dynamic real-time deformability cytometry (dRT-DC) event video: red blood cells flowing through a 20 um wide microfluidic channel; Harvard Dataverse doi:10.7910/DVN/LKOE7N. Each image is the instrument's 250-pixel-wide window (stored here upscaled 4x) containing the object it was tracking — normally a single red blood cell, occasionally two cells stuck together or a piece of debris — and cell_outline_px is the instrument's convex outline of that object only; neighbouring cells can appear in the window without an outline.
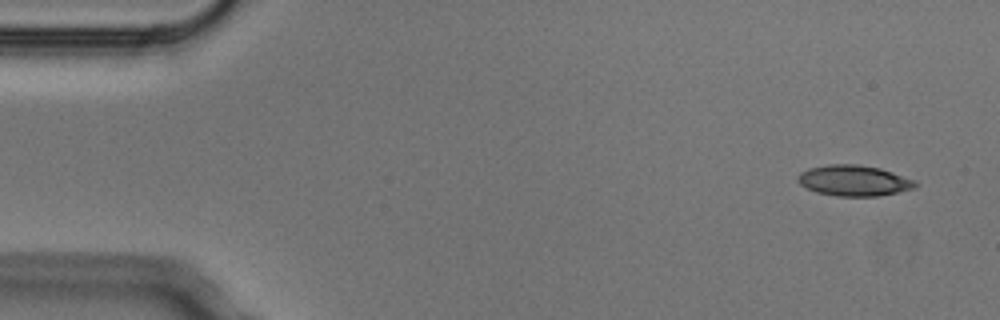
{"species": "Egyptian fruit bat (a non-hibernating species)", "species_latin": "Rousettus aegyptiacus", "temperature_condition": "cold", "stored_images_in_passage": 6, "camera_frame_rate_fps": 3000, "um_per_image_px": 0.085, "animal": {"sex": "male"}, "frame": {"image": 1, "passage_image": 1, "time_ms": 0.0, "image_size_px": [1000, 320], "cell_outline_px": [[920, 184], [916, 188], [876, 196], [836, 196], [816, 192], [800, 184], [796, 180], [796, 176], [800, 172], [808, 168], [828, 164], [856, 164], [880, 168], [916, 180]], "centroid_in_image_um": [72.58, 15.34], "position_along_channel_um": 12.4, "area_um2": 21.21}}
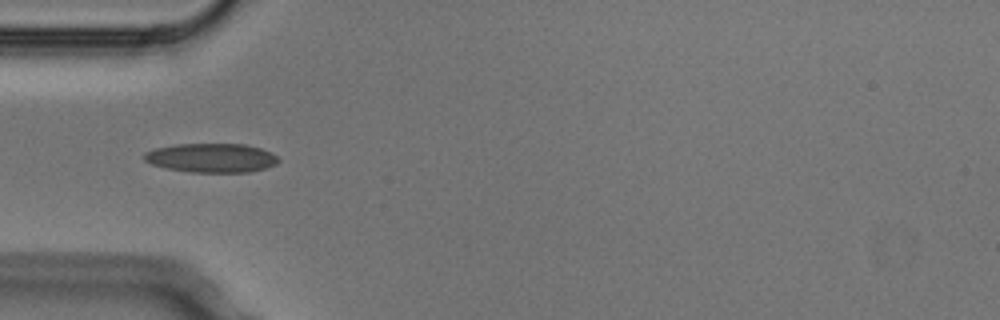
{"frame": {"image": 2, "passage_image": 4, "time_ms": 1.0, "image_size_px": [1000, 320], "cell_outline_px": [[280, 160], [276, 164], [264, 168], [248, 172], [192, 172], [168, 168], [152, 164], [144, 160], [144, 152], [156, 148], [176, 144], [244, 144], [260, 148], [272, 152]], "centroid_in_image_um": [17.98, 13.41], "position_along_channel_um": 67.0, "area_um2": 22.6}}
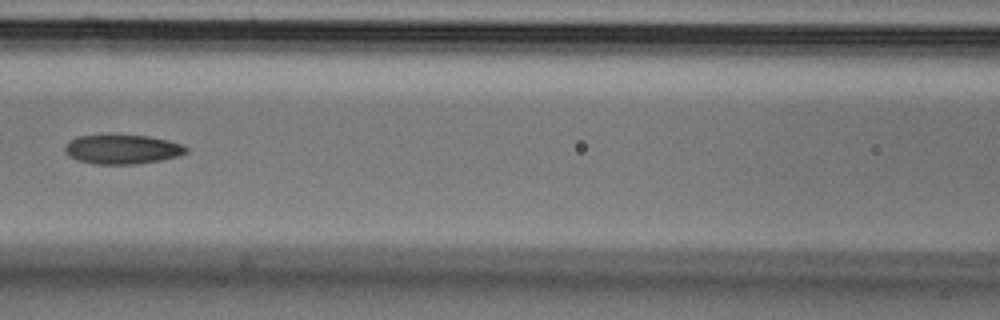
{"frame": {"image": 3, "passage_image": 6, "time_ms": 1.667, "image_size_px": [1000, 320], "cell_outline_px": [[188, 152], [176, 156], [160, 160], [136, 164], [92, 164], [76, 160], [68, 156], [64, 152], [64, 144], [68, 140], [76, 136], [112, 132], [148, 136], [168, 140], [184, 144], [188, 148]], "centroid_in_image_um": [10.31, 12.64], "position_along_channel_um": 156.3, "area_um2": 21.79}}